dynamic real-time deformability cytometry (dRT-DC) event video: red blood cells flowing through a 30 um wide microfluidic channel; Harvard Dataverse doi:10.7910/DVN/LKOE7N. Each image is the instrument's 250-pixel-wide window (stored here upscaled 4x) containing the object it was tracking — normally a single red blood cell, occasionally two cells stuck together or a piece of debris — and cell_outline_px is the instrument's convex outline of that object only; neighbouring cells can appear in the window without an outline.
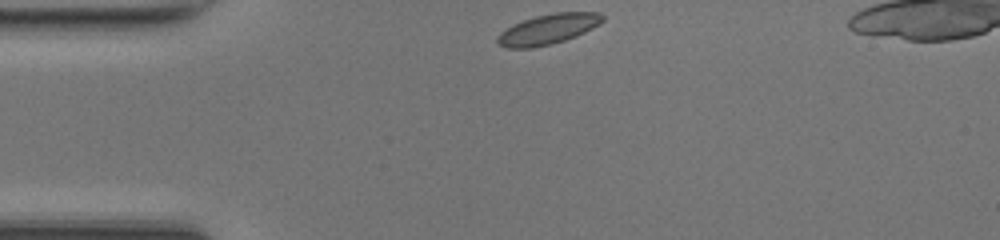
{"species": "common noctule bat (a hibernating species)", "species_latin": "Nyctalus noctula", "temperature_condition": "room temperature", "stored_images_in_passage": 32, "camera_frame_rate_fps": 3000, "um_per_image_px": 0.085, "animal": {"sex": "female", "body_mass_g": 17.0, "forearm_length_mm": 48.0}, "frame": {"image": 1, "passage_image": 1, "time_ms": 0.0, "image_size_px": [1000, 240], "cell_outline_px": [[604, 20], [600, 24], [576, 36], [552, 44], [532, 48], [508, 48], [496, 44], [496, 36], [500, 32], [512, 24], [536, 16], [556, 12], [600, 12], [604, 16]], "centroid_in_image_um": [46.56, 2.48], "position_along_channel_um": 38.4, "area_um2": 18.61}}
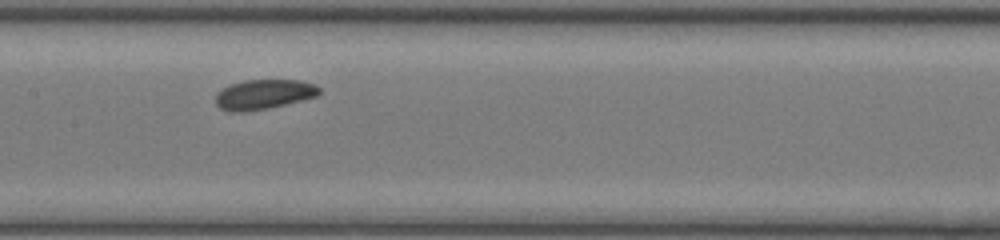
{"frame": {"image": 2, "passage_image": 14, "time_ms": 4.333, "image_size_px": [1000, 240], "cell_outline_px": [[320, 92], [316, 96], [268, 108], [244, 112], [228, 112], [220, 108], [216, 104], [216, 92], [228, 84], [244, 80], [300, 80], [316, 84], [320, 88]], "centroid_in_image_um": [22.37, 8.01], "position_along_channel_um": 185.0, "area_um2": 18.09}}
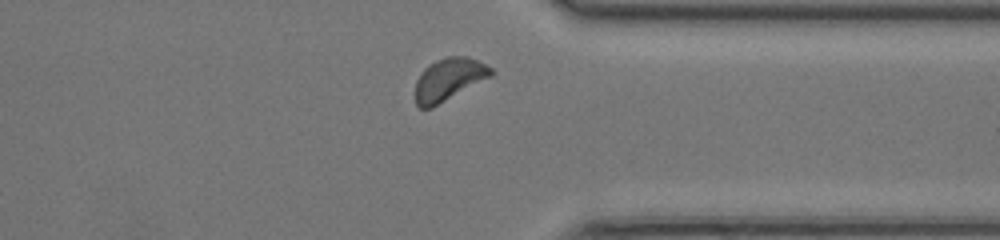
{"frame": {"image": 3, "passage_image": 28, "time_ms": 9.0, "image_size_px": [1000, 240], "cell_outline_px": [[496, 72], [492, 76], [432, 108], [420, 108], [416, 104], [416, 80], [424, 68], [428, 64], [444, 56], [468, 56], [492, 68]], "centroid_in_image_um": [38.16, 6.74], "position_along_channel_um": 373.2, "area_um2": 18.84}, "authors_computed_cell_mechanics": {"area_um2": 18.0336, "velocity_mm_per_s": 4.1202, "shape_relaxation_time_tau1_ms": 0.8635, "shape_relaxation_time_tau2_ms": 3.133, "deformation_change_tau1": 0.051, "deformation_change_tau2": 0.0952}}